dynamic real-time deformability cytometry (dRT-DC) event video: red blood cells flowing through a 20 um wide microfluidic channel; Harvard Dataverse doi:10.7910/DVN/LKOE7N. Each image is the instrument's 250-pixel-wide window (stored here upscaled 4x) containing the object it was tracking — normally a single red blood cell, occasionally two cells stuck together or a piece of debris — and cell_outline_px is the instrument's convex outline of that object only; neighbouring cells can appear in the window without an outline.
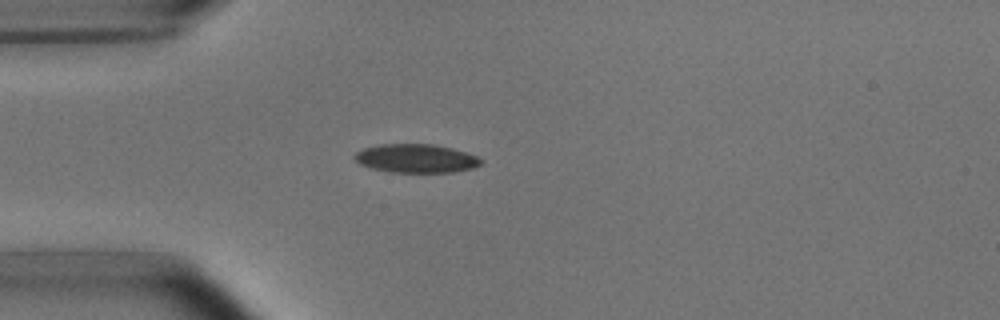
{"species": "common noctule bat (a hibernating species)", "species_latin": "Nyctalus noctula", "temperature_condition": "room temperature", "stored_images_in_passage": 4, "camera_frame_rate_fps": 3000, "um_per_image_px": 0.085, "animal": {"sex": "male", "body_mass_g": 15.6}, "frame": {"image": 1, "passage_image": 3, "time_ms": 2.333, "image_size_px": [1000, 320], "cell_outline_px": [[480, 164], [472, 168], [452, 172], [392, 172], [372, 168], [360, 164], [352, 156], [356, 152], [364, 148], [380, 144], [432, 144], [452, 148], [476, 156], [480, 160]], "centroid_in_image_um": [35.32, 13.46], "position_along_channel_um": 49.7, "area_um2": 20.81}}